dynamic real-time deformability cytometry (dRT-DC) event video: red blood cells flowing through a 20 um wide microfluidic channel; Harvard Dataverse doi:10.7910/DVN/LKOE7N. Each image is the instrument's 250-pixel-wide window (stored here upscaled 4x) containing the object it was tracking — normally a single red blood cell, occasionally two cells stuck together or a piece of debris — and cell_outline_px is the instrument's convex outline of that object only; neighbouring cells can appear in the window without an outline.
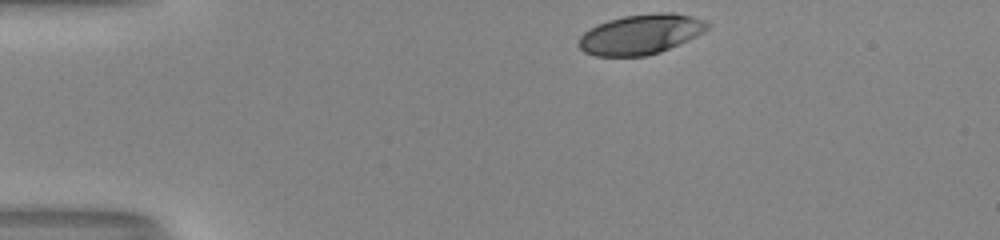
{"species": "human", "species_latin": "Homo sapiens", "temperature_condition": "room temperature", "stored_images_in_passage": 33, "camera_frame_rate_fps": 3000, "um_per_image_px": 0.085, "donor": {"sex": "male"}, "frame": {"image": 1, "passage_image": 1, "time_ms": 0.0, "image_size_px": [1000, 240], "cell_outline_px": [[712, 24], [704, 32], [696, 36], [660, 52], [644, 56], [596, 56], [584, 52], [576, 44], [580, 36], [584, 32], [596, 24], [608, 20], [624, 16], [656, 12], [672, 12], [692, 16], [704, 20]], "centroid_in_image_um": [54.44, 2.9], "position_along_channel_um": 30.6, "area_um2": 30.11}}
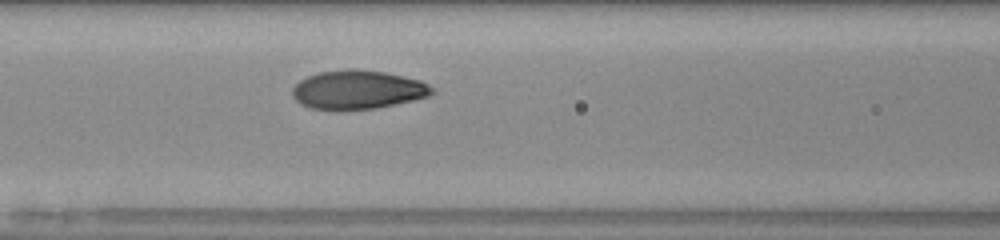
{"frame": {"image": 2, "passage_image": 14, "time_ms": 4.333, "image_size_px": [1000, 240], "cell_outline_px": [[436, 92], [428, 96], [412, 100], [376, 108], [308, 108], [300, 104], [292, 96], [292, 88], [300, 80], [308, 76], [320, 72], [356, 68], [384, 72], [420, 80], [436, 88]], "centroid_in_image_um": [30.43, 7.6], "position_along_channel_um": 136.2, "area_um2": 31.15}}
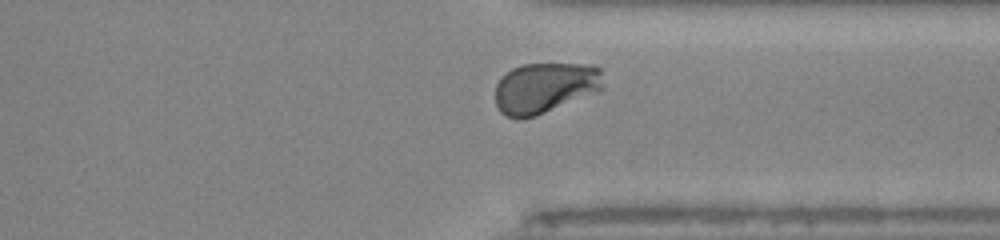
{"frame": {"image": 3, "passage_image": 31, "time_ms": 10.0, "image_size_px": [1000, 240], "cell_outline_px": [[604, 88], [600, 92], [536, 116], [520, 120], [508, 116], [500, 112], [496, 104], [496, 84], [500, 76], [512, 68], [524, 64], [584, 64], [600, 68]], "centroid_in_image_um": [46.32, 7.48], "position_along_channel_um": 365.1, "area_um2": 32.37}, "authors_computed_cell_mechanics": {"area_um2": 31.6166, "velocity_mm_per_s": 4.0397, "shape_relaxation_time_tau1_ms": 3.7023, "shape_relaxation_time_tau2_ms": null, "deformation_change_tau1": 0.1835, "deformation_change_tau2": null}}